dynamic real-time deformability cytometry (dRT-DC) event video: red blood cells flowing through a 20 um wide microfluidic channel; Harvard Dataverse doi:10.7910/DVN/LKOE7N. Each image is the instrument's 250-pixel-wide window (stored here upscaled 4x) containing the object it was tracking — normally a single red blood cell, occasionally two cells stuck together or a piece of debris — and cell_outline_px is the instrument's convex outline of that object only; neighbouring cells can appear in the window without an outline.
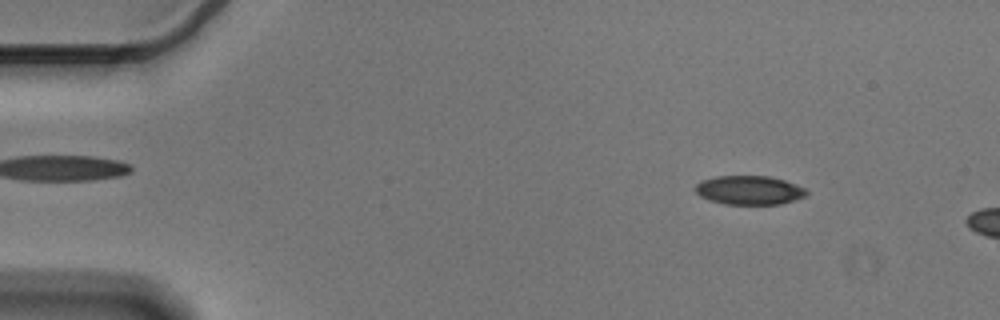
{"species": "Egyptian fruit bat (a non-hibernating species)", "species_latin": "Rousettus aegyptiacus", "temperature_condition": "cold", "stored_images_in_passage": 10, "camera_frame_rate_fps": 3000, "um_per_image_px": 0.085, "animal": {"sex": "male"}, "frame": {"image": 1, "passage_image": 6, "time_ms": 1.667, "image_size_px": [1000, 320], "cell_outline_px": [[808, 196], [796, 200], [780, 204], [724, 204], [700, 196], [696, 192], [696, 184], [700, 180], [716, 176], [768, 176], [784, 180], [796, 184], [804, 188], [808, 192]], "centroid_in_image_um": [63.72, 16.16], "position_along_channel_um": 21.3, "area_um2": 18.79}}